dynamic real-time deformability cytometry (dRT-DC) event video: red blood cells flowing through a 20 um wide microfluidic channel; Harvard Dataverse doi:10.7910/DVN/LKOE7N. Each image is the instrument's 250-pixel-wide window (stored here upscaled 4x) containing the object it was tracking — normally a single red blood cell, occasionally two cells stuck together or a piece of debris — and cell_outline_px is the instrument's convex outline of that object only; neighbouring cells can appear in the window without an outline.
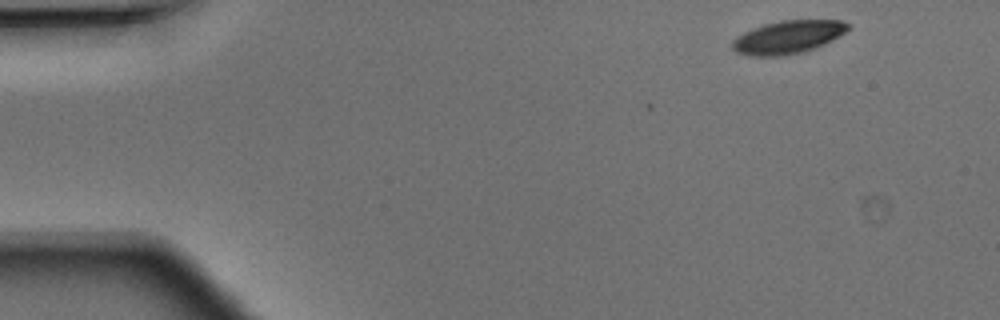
{"species": "Egyptian fruit bat (a non-hibernating species)", "species_latin": "Rousettus aegyptiacus", "temperature_condition": "warm", "stored_images_in_passage": 44, "camera_frame_rate_fps": 3000, "um_per_image_px": 0.085, "animal": {"sex": "male"}, "frame": {"image": 1, "passage_image": 1, "time_ms": 0.0, "image_size_px": [1000, 320], "cell_outline_px": [[852, 28], [840, 36], [832, 40], [804, 52], [784, 56], [748, 56], [736, 52], [732, 48], [732, 40], [736, 36], [752, 28], [764, 24], [780, 20], [840, 20], [852, 24]], "centroid_in_image_um": [66.99, 3.15], "position_along_channel_um": 18.0, "area_um2": 22.6}}
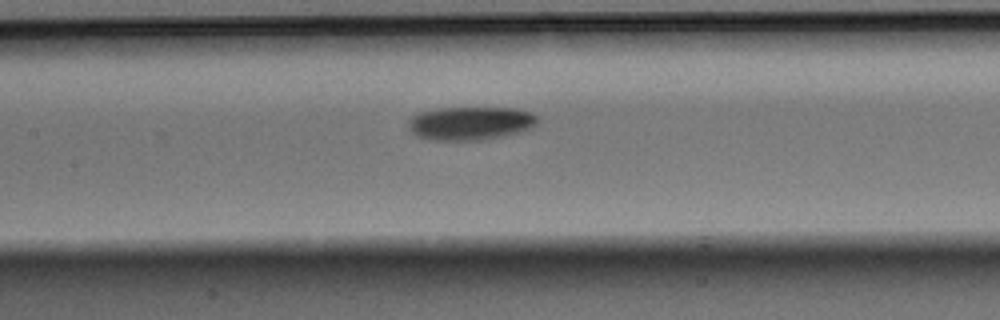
{"frame": {"image": 2, "passage_image": 19, "time_ms": 6.0, "image_size_px": [1000, 320], "cell_outline_px": [[536, 124], [532, 128], [520, 132], [480, 140], [432, 140], [416, 136], [408, 128], [408, 120], [412, 116], [420, 112], [440, 108], [516, 108], [532, 112], [536, 116]], "centroid_in_image_um": [39.97, 10.47], "position_along_channel_um": 167.4, "area_um2": 25.14}}
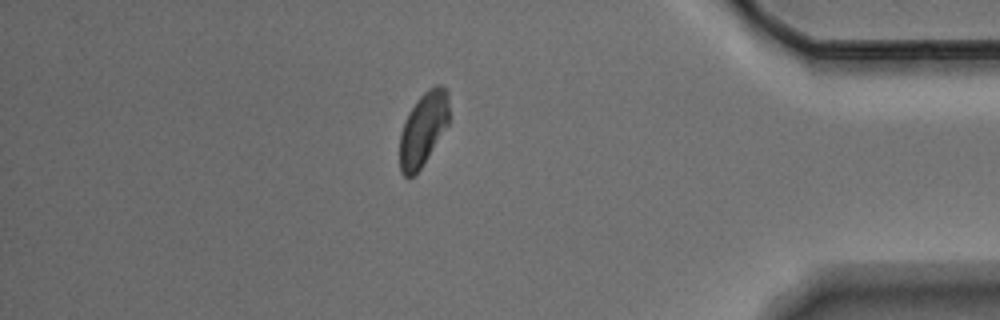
{"frame": {"image": 3, "passage_image": 38, "time_ms": 12.333, "image_size_px": [1000, 320], "cell_outline_px": [[448, 124], [420, 168], [412, 176], [404, 176], [400, 172], [400, 132], [404, 120], [408, 112], [416, 100], [428, 88], [436, 84], [440, 84], [448, 92]], "centroid_in_image_um": [35.95, 10.92], "position_along_channel_um": 399.3, "area_um2": 20.92}}